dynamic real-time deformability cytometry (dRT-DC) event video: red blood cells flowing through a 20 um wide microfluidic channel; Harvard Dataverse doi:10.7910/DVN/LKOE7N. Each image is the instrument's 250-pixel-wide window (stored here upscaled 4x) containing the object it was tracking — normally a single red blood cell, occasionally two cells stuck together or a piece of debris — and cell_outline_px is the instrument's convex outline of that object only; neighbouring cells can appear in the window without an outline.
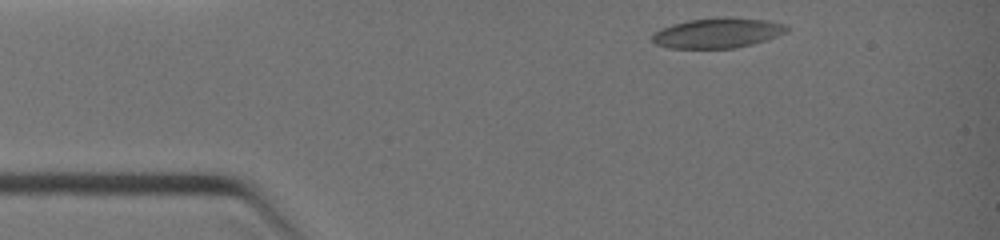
{"species": "common noctule bat (a hibernating species)", "species_latin": "Nyctalus noctula", "temperature_condition": "warm", "stored_images_in_passage": 37, "camera_frame_rate_fps": 3000, "um_per_image_px": 0.085, "animal": {"sex": "female", "body_mass_g": 19.0, "forearm_length_mm": 51.5}, "frame": {"image": 1, "passage_image": 1, "time_ms": 0.0, "image_size_px": [1000, 240], "cell_outline_px": [[788, 32], [768, 40], [752, 44], [732, 48], [668, 48], [656, 44], [652, 40], [652, 32], [672, 24], [688, 20], [720, 16], [728, 16], [768, 20], [788, 24]], "centroid_in_image_um": [61.03, 2.78], "position_along_channel_um": 24.0, "area_um2": 24.04}}
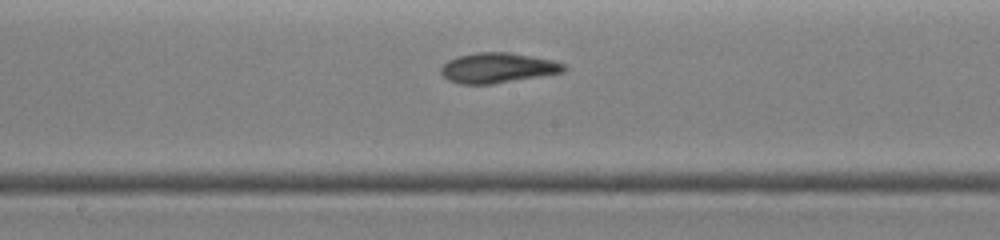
{"frame": {"image": 2, "passage_image": 21, "time_ms": 4.667, "image_size_px": [1000, 240], "cell_outline_px": [[568, 68], [564, 72], [492, 84], [460, 84], [448, 80], [440, 72], [440, 68], [448, 60], [456, 56], [476, 52], [508, 52], [532, 56], [552, 60], [564, 64]], "centroid_in_image_um": [42.28, 5.76], "position_along_channel_um": 205.9, "area_um2": 21.62}}
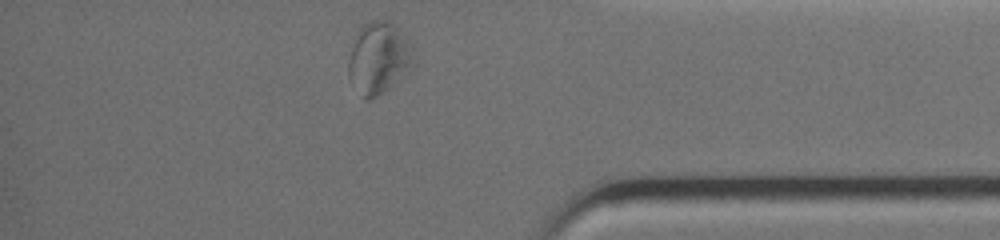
{"frame": {"image": 3, "passage_image": 37, "time_ms": 8.667, "image_size_px": [1000, 240], "cell_outline_px": [[416, 68], [396, 84], [376, 96], [368, 100], [364, 100], [348, 76], [348, 60], [356, 32], [364, 24], [372, 20], [392, 20], [408, 36], [412, 44], [416, 60]], "centroid_in_image_um": [32.29, 4.91], "position_along_channel_um": 402.9, "area_um2": 28.38}}